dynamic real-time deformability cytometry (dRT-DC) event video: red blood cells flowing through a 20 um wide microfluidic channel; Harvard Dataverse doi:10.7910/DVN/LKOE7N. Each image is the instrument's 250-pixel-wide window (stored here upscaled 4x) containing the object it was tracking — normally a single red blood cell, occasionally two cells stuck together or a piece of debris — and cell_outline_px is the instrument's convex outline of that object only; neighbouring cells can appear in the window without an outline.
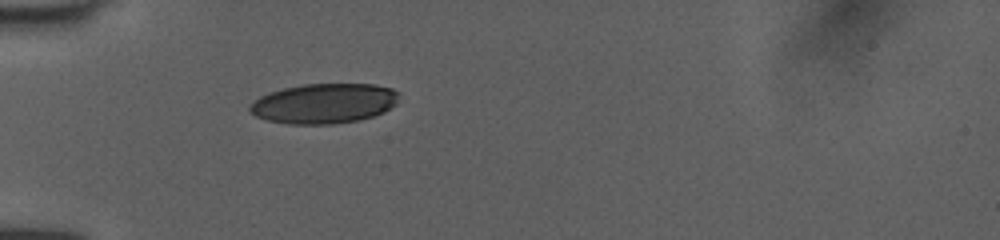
{"species": "human", "species_latin": "Homo sapiens", "temperature_condition": "room temperature", "stored_images_in_passage": 36, "camera_frame_rate_fps": 3000, "um_per_image_px": 0.085, "donor": {"sex": "female"}, "frame": {"image": 1, "passage_image": 1, "time_ms": 0.0, "image_size_px": [1000, 240], "cell_outline_px": [[396, 104], [384, 112], [360, 120], [332, 124], [288, 124], [268, 120], [256, 116], [248, 112], [248, 104], [260, 96], [268, 92], [284, 88], [304, 84], [376, 84], [392, 88], [396, 92]], "centroid_in_image_um": [27.49, 8.79], "position_along_channel_um": 57.5, "area_um2": 34.85}}
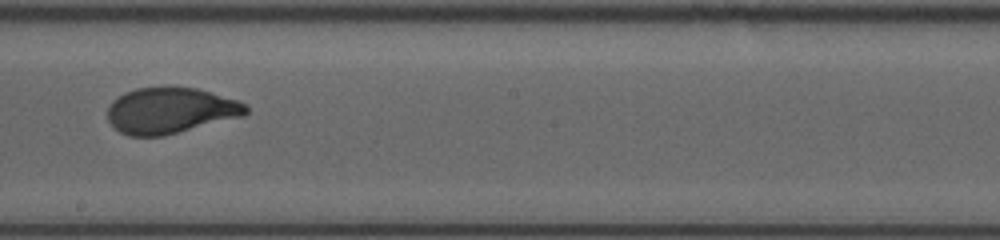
{"frame": {"image": 2, "passage_image": 15, "time_ms": 4.667, "image_size_px": [1000, 240], "cell_outline_px": [[248, 112], [244, 116], [164, 136], [128, 136], [120, 132], [108, 120], [108, 108], [112, 100], [124, 92], [136, 88], [196, 88], [236, 100], [244, 104], [248, 108]], "centroid_in_image_um": [14.46, 9.41], "position_along_channel_um": 233.7, "area_um2": 36.76}}
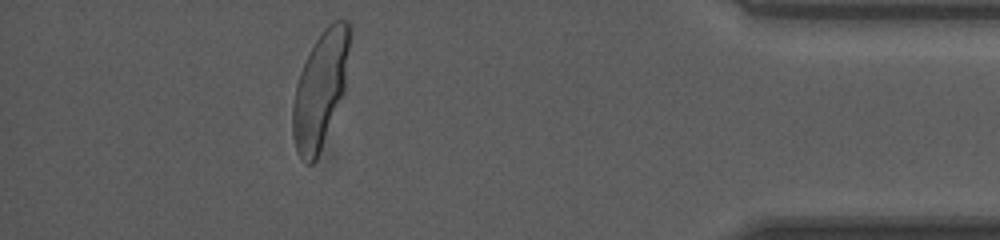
{"frame": {"image": 3, "passage_image": 31, "time_ms": 10.0, "image_size_px": [1000, 240], "cell_outline_px": [[352, 32], [344, 92], [316, 160], [312, 164], [308, 164], [300, 156], [296, 148], [292, 132], [292, 104], [296, 84], [300, 72], [316, 40], [324, 28], [332, 20], [348, 20]], "centroid_in_image_um": [27.24, 7.55], "position_along_channel_um": 408.0, "area_um2": 38.32}, "authors_computed_cell_mechanics": {"area_um2": 37.5989, "velocity_mm_per_s": 4.0275, "shape_relaxation_time_tau1_ms": 3.6275, "shape_relaxation_time_tau2_ms": null, "deformation_change_tau1": 0.1851, "deformation_change_tau2": null}}